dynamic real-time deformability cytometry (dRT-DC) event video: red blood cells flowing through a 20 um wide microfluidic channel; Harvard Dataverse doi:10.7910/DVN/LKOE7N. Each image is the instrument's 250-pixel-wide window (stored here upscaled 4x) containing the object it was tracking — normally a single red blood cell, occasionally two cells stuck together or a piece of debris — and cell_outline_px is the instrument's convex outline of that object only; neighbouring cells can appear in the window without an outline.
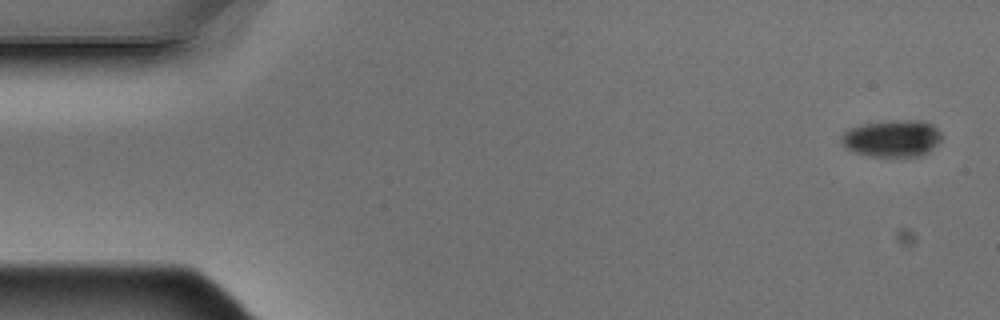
{"species": "Egyptian fruit bat (a non-hibernating species)", "species_latin": "Rousettus aegyptiacus", "temperature_condition": "warm", "stored_images_in_passage": 5, "camera_frame_rate_fps": 3000, "um_per_image_px": 0.085, "animal": {"sex": "male"}, "frame": {"image": 1, "passage_image": 1, "time_ms": 0.0, "image_size_px": [1000, 320], "cell_outline_px": [[944, 136], [924, 156], [868, 156], [852, 152], [844, 148], [840, 140], [840, 136], [844, 132], [852, 128], [864, 124], [892, 120], [920, 120], [932, 124]], "centroid_in_image_um": [75.82, 11.77], "position_along_channel_um": 9.2, "area_um2": 21.73}}